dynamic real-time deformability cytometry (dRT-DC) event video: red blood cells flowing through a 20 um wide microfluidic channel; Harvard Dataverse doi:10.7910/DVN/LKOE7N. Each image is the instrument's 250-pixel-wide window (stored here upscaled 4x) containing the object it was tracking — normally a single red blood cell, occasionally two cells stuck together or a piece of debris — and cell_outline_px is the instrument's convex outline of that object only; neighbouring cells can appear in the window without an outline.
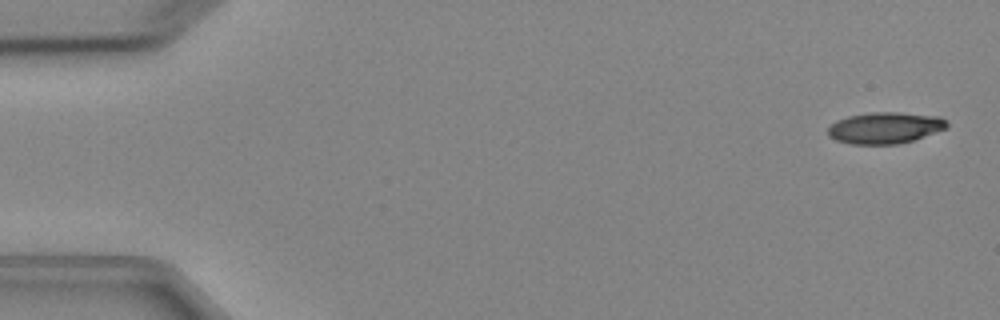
{"species": "Egyptian fruit bat (a non-hibernating species)", "species_latin": "Rousettus aegyptiacus", "temperature_condition": "cold", "stored_images_in_passage": 4, "camera_frame_rate_fps": 3000, "um_per_image_px": 0.085, "animal": {"sex": "female"}, "frame": {"image": 1, "passage_image": 1, "time_ms": 0.0, "image_size_px": [1000, 320], "cell_outline_px": [[948, 128], [912, 140], [896, 144], [852, 144], [836, 140], [828, 136], [828, 128], [836, 120], [848, 116], [872, 112], [896, 112], [940, 116], [948, 120]], "centroid_in_image_um": [75.24, 10.86], "position_along_channel_um": 9.8, "area_um2": 21.79}}
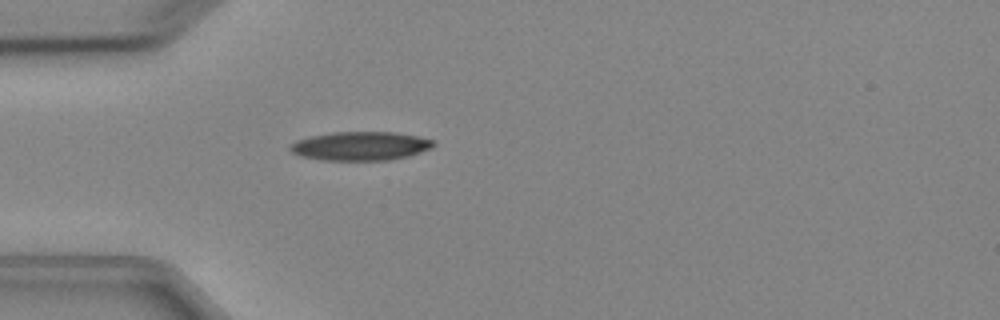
{"frame": {"image": 2, "passage_image": 4, "time_ms": 4.333, "image_size_px": [1000, 320], "cell_outline_px": [[436, 144], [432, 148], [408, 156], [388, 160], [324, 160], [300, 156], [292, 152], [288, 148], [288, 144], [296, 140], [312, 136], [332, 132], [392, 132], [416, 136], [432, 140]], "centroid_in_image_um": [30.6, 12.41], "position_along_channel_um": 54.4, "area_um2": 23.99}}